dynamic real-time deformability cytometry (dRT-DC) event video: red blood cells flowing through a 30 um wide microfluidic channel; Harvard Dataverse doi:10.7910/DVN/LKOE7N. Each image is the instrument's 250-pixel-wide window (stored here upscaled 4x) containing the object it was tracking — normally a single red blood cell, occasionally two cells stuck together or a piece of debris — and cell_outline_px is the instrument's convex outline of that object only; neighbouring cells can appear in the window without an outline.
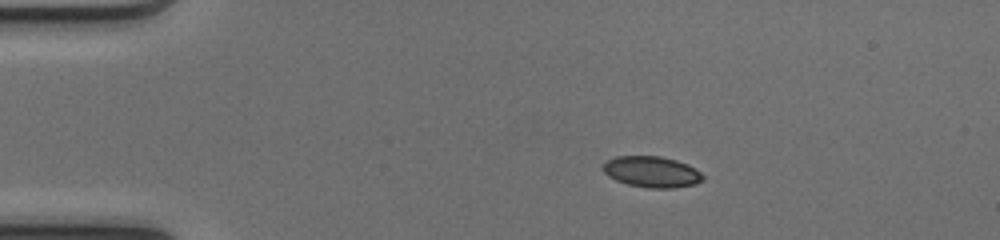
{"species": "common noctule bat (a hibernating species)", "species_latin": "Nyctalus noctula", "temperature_condition": "cold", "stored_images_in_passage": 42, "camera_frame_rate_fps": 3000, "um_per_image_px": 0.085, "animal": {"sex": "female", "body_mass_g": 17.0, "forearm_length_mm": 48.0}, "frame": {"image": 1, "passage_image": 1, "time_ms": 0.0, "image_size_px": [1000, 240], "cell_outline_px": [[704, 180], [696, 184], [676, 188], [648, 188], [628, 184], [616, 180], [608, 176], [604, 172], [604, 160], [616, 156], [660, 156], [676, 160], [688, 164], [696, 168], [704, 176]], "centroid_in_image_um": [55.42, 14.6], "position_along_channel_um": 29.6, "area_um2": 18.26}}
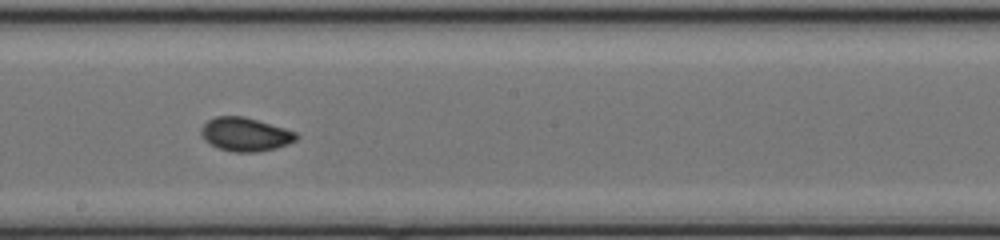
{"frame": {"image": 2, "passage_image": 20, "time_ms": 6.333, "image_size_px": [1000, 240], "cell_outline_px": [[300, 136], [296, 140], [288, 144], [276, 148], [256, 152], [232, 152], [216, 148], [204, 140], [200, 132], [200, 128], [208, 120], [216, 116], [244, 116], [284, 128], [296, 132]], "centroid_in_image_um": [20.83, 11.43], "position_along_channel_um": 227.4, "area_um2": 18.79}}
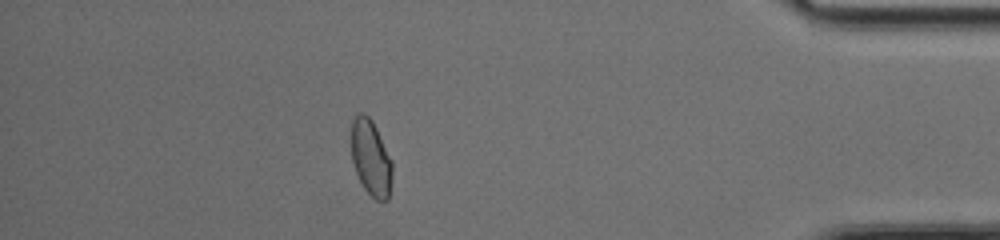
{"frame": {"image": 3, "passage_image": 36, "time_ms": 11.667, "image_size_px": [1000, 240], "cell_outline_px": [[392, 176], [388, 200], [376, 200], [364, 188], [356, 172], [352, 160], [352, 120], [356, 112], [364, 112], [372, 120], [392, 160]], "centroid_in_image_um": [31.53, 13.39], "position_along_channel_um": 403.7, "area_um2": 18.03}, "authors_computed_cell_mechanics": {"area_um2": 18.2937, "velocity_mm_per_s": 4.1302, "shape_relaxation_time_tau1_ms": 3.4266, "shape_relaxation_time_tau2_ms": 1.1579, "deformation_change_tau1": 0.1004, "deformation_change_tau2": 0.0419}}